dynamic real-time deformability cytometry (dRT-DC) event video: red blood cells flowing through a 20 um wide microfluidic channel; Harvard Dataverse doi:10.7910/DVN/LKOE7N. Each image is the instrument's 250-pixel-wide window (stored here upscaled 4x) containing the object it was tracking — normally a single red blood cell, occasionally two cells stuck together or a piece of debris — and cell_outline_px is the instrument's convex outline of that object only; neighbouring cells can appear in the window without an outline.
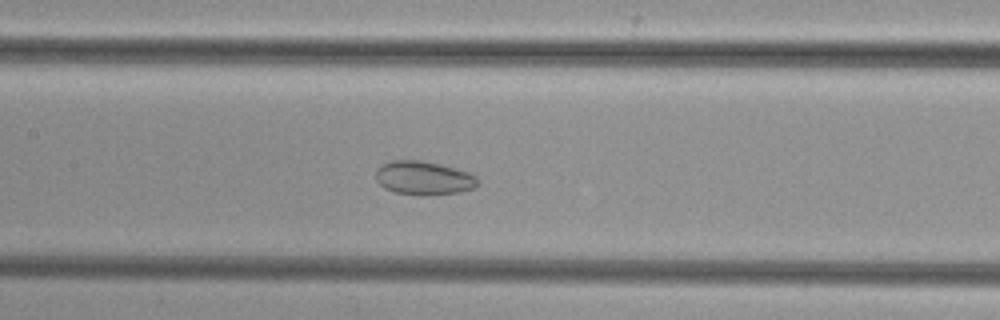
{"species": "common noctule bat (a hibernating species)", "species_latin": "Nyctalus noctula", "temperature_condition": "cold", "stored_images_in_passage": 48, "segment_of_instrument_passage": [1, 2], "camera_frame_rate_fps": 3000, "um_per_image_px": 0.085, "animal": {"sex": "female", "body_mass_g": 29.2, "forearm_length_mm": 56.3}, "frame": {"image": 1, "passage_image": 20, "time_ms": 6.333, "image_size_px": [1000, 320], "cell_outline_px": [[480, 184], [472, 188], [456, 192], [392, 192], [384, 188], [376, 180], [376, 168], [380, 164], [392, 160], [420, 160], [440, 164], [468, 172], [476, 176], [480, 180]], "centroid_in_image_um": [35.98, 15.06], "position_along_channel_um": 171.4, "area_um2": 19.31}}
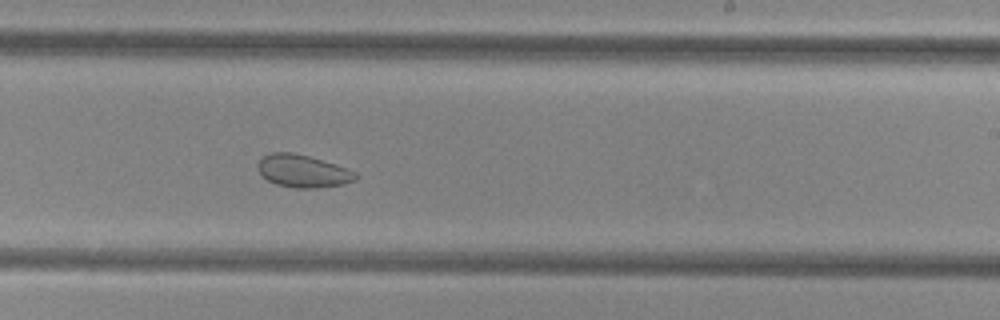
{"frame": {"image": 2, "passage_image": 27, "time_ms": 8.667, "image_size_px": [1000, 320], "cell_outline_px": [[360, 176], [356, 180], [344, 184], [316, 188], [296, 188], [276, 184], [260, 176], [256, 168], [256, 164], [264, 156], [272, 152], [292, 152], [308, 156], [356, 172]], "centroid_in_image_um": [25.7, 14.55], "position_along_channel_um": 263.3, "area_um2": 18.55}}
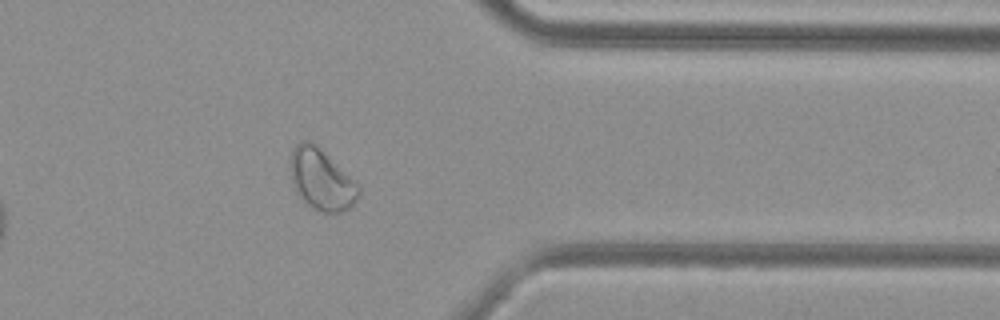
{"frame": {"image": 3, "passage_image": 37, "time_ms": 12.0, "image_size_px": [1000, 320], "cell_outline_px": [[360, 196], [348, 208], [340, 212], [324, 212], [312, 208], [292, 188], [288, 168], [288, 164], [292, 148], [300, 140], [308, 140], [316, 144], [356, 180], [360, 188]], "centroid_in_image_um": [27.28, 15.22], "position_along_channel_um": 384.1, "area_um2": 24.85}}